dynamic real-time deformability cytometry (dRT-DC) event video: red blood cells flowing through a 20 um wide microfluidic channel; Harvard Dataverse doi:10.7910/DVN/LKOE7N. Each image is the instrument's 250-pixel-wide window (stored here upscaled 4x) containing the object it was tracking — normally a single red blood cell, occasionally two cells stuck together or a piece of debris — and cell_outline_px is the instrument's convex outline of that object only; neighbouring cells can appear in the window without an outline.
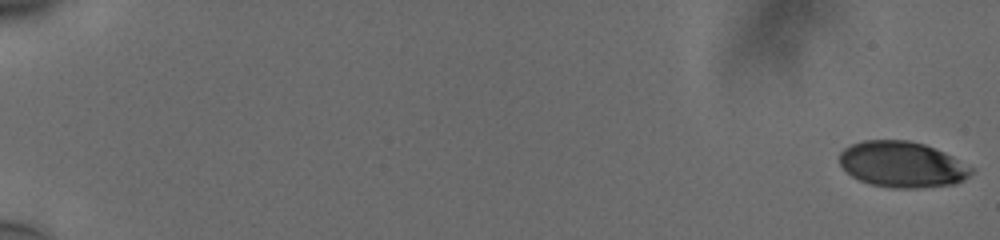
{"species": "human", "species_latin": "Homo sapiens", "temperature_condition": "cold", "stored_images_in_passage": 15, "segment_of_instrument_passage": [1, 2], "camera_frame_rate_fps": 3000, "um_per_image_px": 0.085, "donor": {"sex": "male"}, "frame": {"image": 1, "passage_image": 1, "time_ms": 0.0, "image_size_px": [1000, 240], "cell_outline_px": [[972, 172], [964, 180], [952, 184], [920, 188], [892, 188], [872, 184], [860, 180], [852, 176], [840, 164], [840, 152], [844, 148], [852, 144], [864, 140], [908, 140], [924, 144], [944, 152], [952, 156], [972, 168]], "centroid_in_image_um": [76.67, 13.97], "position_along_channel_um": 8.3, "area_um2": 34.97}}